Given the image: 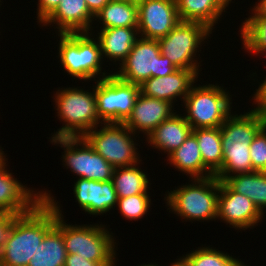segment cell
<instances>
[{"label": "cell", "mask_w": 266, "mask_h": 266, "mask_svg": "<svg viewBox=\"0 0 266 266\" xmlns=\"http://www.w3.org/2000/svg\"><path fill=\"white\" fill-rule=\"evenodd\" d=\"M54 225L55 209L43 200L30 212L18 215L7 234L0 266H27L45 234Z\"/></svg>", "instance_id": "obj_1"}, {"label": "cell", "mask_w": 266, "mask_h": 266, "mask_svg": "<svg viewBox=\"0 0 266 266\" xmlns=\"http://www.w3.org/2000/svg\"><path fill=\"white\" fill-rule=\"evenodd\" d=\"M266 124V116L250 110L244 114H231L221 125L223 161L214 175L225 181L229 176L253 172L250 144L257 132Z\"/></svg>", "instance_id": "obj_2"}, {"label": "cell", "mask_w": 266, "mask_h": 266, "mask_svg": "<svg viewBox=\"0 0 266 266\" xmlns=\"http://www.w3.org/2000/svg\"><path fill=\"white\" fill-rule=\"evenodd\" d=\"M46 190L40 192L41 199L55 209V223L62 229L67 254H78L86 260L102 266H116L115 238L102 224L70 225L64 222L58 201ZM59 205V206H58Z\"/></svg>", "instance_id": "obj_3"}, {"label": "cell", "mask_w": 266, "mask_h": 266, "mask_svg": "<svg viewBox=\"0 0 266 266\" xmlns=\"http://www.w3.org/2000/svg\"><path fill=\"white\" fill-rule=\"evenodd\" d=\"M79 87L56 91L57 116L63 126L52 135L55 138L83 137L87 132L103 124L97 113L95 91L87 92ZM62 119V120H61Z\"/></svg>", "instance_id": "obj_4"}, {"label": "cell", "mask_w": 266, "mask_h": 266, "mask_svg": "<svg viewBox=\"0 0 266 266\" xmlns=\"http://www.w3.org/2000/svg\"><path fill=\"white\" fill-rule=\"evenodd\" d=\"M191 181L193 183L168 191L164 197L168 209L186 221L216 220L220 180L212 175Z\"/></svg>", "instance_id": "obj_5"}, {"label": "cell", "mask_w": 266, "mask_h": 266, "mask_svg": "<svg viewBox=\"0 0 266 266\" xmlns=\"http://www.w3.org/2000/svg\"><path fill=\"white\" fill-rule=\"evenodd\" d=\"M92 32L58 33L59 57L62 67L72 77L80 80L101 79L110 75L102 70V53L98 40L91 38ZM108 74V75H106Z\"/></svg>", "instance_id": "obj_6"}, {"label": "cell", "mask_w": 266, "mask_h": 266, "mask_svg": "<svg viewBox=\"0 0 266 266\" xmlns=\"http://www.w3.org/2000/svg\"><path fill=\"white\" fill-rule=\"evenodd\" d=\"M230 96L229 91L217 84H193L183 101L186 121L192 129L221 127L231 115Z\"/></svg>", "instance_id": "obj_7"}, {"label": "cell", "mask_w": 266, "mask_h": 266, "mask_svg": "<svg viewBox=\"0 0 266 266\" xmlns=\"http://www.w3.org/2000/svg\"><path fill=\"white\" fill-rule=\"evenodd\" d=\"M87 132L83 138L114 168L129 167L139 163L135 133L124 123H103ZM97 129V130H96ZM134 137V139H133Z\"/></svg>", "instance_id": "obj_8"}, {"label": "cell", "mask_w": 266, "mask_h": 266, "mask_svg": "<svg viewBox=\"0 0 266 266\" xmlns=\"http://www.w3.org/2000/svg\"><path fill=\"white\" fill-rule=\"evenodd\" d=\"M119 64V73L114 74L136 85L151 77L170 75L178 69L169 58L161 54L158 40L141 37H138L126 59Z\"/></svg>", "instance_id": "obj_9"}, {"label": "cell", "mask_w": 266, "mask_h": 266, "mask_svg": "<svg viewBox=\"0 0 266 266\" xmlns=\"http://www.w3.org/2000/svg\"><path fill=\"white\" fill-rule=\"evenodd\" d=\"M210 34L212 30L203 23L180 21L167 36L158 39L161 54L178 69L200 70L196 53Z\"/></svg>", "instance_id": "obj_10"}, {"label": "cell", "mask_w": 266, "mask_h": 266, "mask_svg": "<svg viewBox=\"0 0 266 266\" xmlns=\"http://www.w3.org/2000/svg\"><path fill=\"white\" fill-rule=\"evenodd\" d=\"M95 81L97 113L103 123H123L131 114L136 98L140 94L139 85L123 81L114 73Z\"/></svg>", "instance_id": "obj_11"}, {"label": "cell", "mask_w": 266, "mask_h": 266, "mask_svg": "<svg viewBox=\"0 0 266 266\" xmlns=\"http://www.w3.org/2000/svg\"><path fill=\"white\" fill-rule=\"evenodd\" d=\"M52 144L64 148V166L79 178L96 181L112 180L115 168L109 164L83 137H63L50 139Z\"/></svg>", "instance_id": "obj_12"}, {"label": "cell", "mask_w": 266, "mask_h": 266, "mask_svg": "<svg viewBox=\"0 0 266 266\" xmlns=\"http://www.w3.org/2000/svg\"><path fill=\"white\" fill-rule=\"evenodd\" d=\"M138 7V34L158 40L180 22L176 0H145Z\"/></svg>", "instance_id": "obj_13"}, {"label": "cell", "mask_w": 266, "mask_h": 266, "mask_svg": "<svg viewBox=\"0 0 266 266\" xmlns=\"http://www.w3.org/2000/svg\"><path fill=\"white\" fill-rule=\"evenodd\" d=\"M263 216L251 199L234 192L224 181H220L217 219H223L236 230H247L258 225Z\"/></svg>", "instance_id": "obj_14"}, {"label": "cell", "mask_w": 266, "mask_h": 266, "mask_svg": "<svg viewBox=\"0 0 266 266\" xmlns=\"http://www.w3.org/2000/svg\"><path fill=\"white\" fill-rule=\"evenodd\" d=\"M6 161V156L0 161V212L26 214L42 200L40 191L30 190L13 177Z\"/></svg>", "instance_id": "obj_15"}, {"label": "cell", "mask_w": 266, "mask_h": 266, "mask_svg": "<svg viewBox=\"0 0 266 266\" xmlns=\"http://www.w3.org/2000/svg\"><path fill=\"white\" fill-rule=\"evenodd\" d=\"M199 71L177 69L170 75L151 77L139 85L140 93L151 98L168 101L174 105L177 97L184 101L197 80Z\"/></svg>", "instance_id": "obj_16"}, {"label": "cell", "mask_w": 266, "mask_h": 266, "mask_svg": "<svg viewBox=\"0 0 266 266\" xmlns=\"http://www.w3.org/2000/svg\"><path fill=\"white\" fill-rule=\"evenodd\" d=\"M173 104L139 94L129 117L123 122L132 132L144 133L146 137L163 121L170 118Z\"/></svg>", "instance_id": "obj_17"}, {"label": "cell", "mask_w": 266, "mask_h": 266, "mask_svg": "<svg viewBox=\"0 0 266 266\" xmlns=\"http://www.w3.org/2000/svg\"><path fill=\"white\" fill-rule=\"evenodd\" d=\"M73 188L79 206L90 215H101L116 207L118 196L112 180L78 178Z\"/></svg>", "instance_id": "obj_18"}, {"label": "cell", "mask_w": 266, "mask_h": 266, "mask_svg": "<svg viewBox=\"0 0 266 266\" xmlns=\"http://www.w3.org/2000/svg\"><path fill=\"white\" fill-rule=\"evenodd\" d=\"M94 16L85 0H61L55 11L42 23L56 24L59 33H80L92 31Z\"/></svg>", "instance_id": "obj_19"}, {"label": "cell", "mask_w": 266, "mask_h": 266, "mask_svg": "<svg viewBox=\"0 0 266 266\" xmlns=\"http://www.w3.org/2000/svg\"><path fill=\"white\" fill-rule=\"evenodd\" d=\"M175 112L170 118L158 125L147 137L152 148L167 152V156L188 138L192 127L184 116Z\"/></svg>", "instance_id": "obj_20"}, {"label": "cell", "mask_w": 266, "mask_h": 266, "mask_svg": "<svg viewBox=\"0 0 266 266\" xmlns=\"http://www.w3.org/2000/svg\"><path fill=\"white\" fill-rule=\"evenodd\" d=\"M97 34L96 39L100 44L102 57L105 56L110 61L121 63L126 59L139 37L138 28L128 27L100 29Z\"/></svg>", "instance_id": "obj_21"}, {"label": "cell", "mask_w": 266, "mask_h": 266, "mask_svg": "<svg viewBox=\"0 0 266 266\" xmlns=\"http://www.w3.org/2000/svg\"><path fill=\"white\" fill-rule=\"evenodd\" d=\"M169 163L189 178H206L214 175L204 164L196 136L191 133L188 138L168 156Z\"/></svg>", "instance_id": "obj_22"}, {"label": "cell", "mask_w": 266, "mask_h": 266, "mask_svg": "<svg viewBox=\"0 0 266 266\" xmlns=\"http://www.w3.org/2000/svg\"><path fill=\"white\" fill-rule=\"evenodd\" d=\"M180 21L203 23L210 30L226 7L219 0H176Z\"/></svg>", "instance_id": "obj_23"}, {"label": "cell", "mask_w": 266, "mask_h": 266, "mask_svg": "<svg viewBox=\"0 0 266 266\" xmlns=\"http://www.w3.org/2000/svg\"><path fill=\"white\" fill-rule=\"evenodd\" d=\"M66 255L62 229L55 223L45 234L27 266H64Z\"/></svg>", "instance_id": "obj_24"}, {"label": "cell", "mask_w": 266, "mask_h": 266, "mask_svg": "<svg viewBox=\"0 0 266 266\" xmlns=\"http://www.w3.org/2000/svg\"><path fill=\"white\" fill-rule=\"evenodd\" d=\"M101 29L128 27L138 28L137 4L127 0H110L95 16Z\"/></svg>", "instance_id": "obj_25"}, {"label": "cell", "mask_w": 266, "mask_h": 266, "mask_svg": "<svg viewBox=\"0 0 266 266\" xmlns=\"http://www.w3.org/2000/svg\"><path fill=\"white\" fill-rule=\"evenodd\" d=\"M234 192L243 194L263 213L266 208V172H250L229 176L224 181Z\"/></svg>", "instance_id": "obj_26"}, {"label": "cell", "mask_w": 266, "mask_h": 266, "mask_svg": "<svg viewBox=\"0 0 266 266\" xmlns=\"http://www.w3.org/2000/svg\"><path fill=\"white\" fill-rule=\"evenodd\" d=\"M203 164L215 175L222 168L223 152L220 127L192 129Z\"/></svg>", "instance_id": "obj_27"}, {"label": "cell", "mask_w": 266, "mask_h": 266, "mask_svg": "<svg viewBox=\"0 0 266 266\" xmlns=\"http://www.w3.org/2000/svg\"><path fill=\"white\" fill-rule=\"evenodd\" d=\"M138 164L140 162L129 167L115 168L112 182L118 198L149 193L147 191L150 180H148L147 175L139 168Z\"/></svg>", "instance_id": "obj_28"}, {"label": "cell", "mask_w": 266, "mask_h": 266, "mask_svg": "<svg viewBox=\"0 0 266 266\" xmlns=\"http://www.w3.org/2000/svg\"><path fill=\"white\" fill-rule=\"evenodd\" d=\"M189 266H240L242 261L210 246L200 247L182 256Z\"/></svg>", "instance_id": "obj_29"}, {"label": "cell", "mask_w": 266, "mask_h": 266, "mask_svg": "<svg viewBox=\"0 0 266 266\" xmlns=\"http://www.w3.org/2000/svg\"><path fill=\"white\" fill-rule=\"evenodd\" d=\"M150 204L149 194H136L118 198L117 201L121 215L130 221L141 219L148 212Z\"/></svg>", "instance_id": "obj_30"}, {"label": "cell", "mask_w": 266, "mask_h": 266, "mask_svg": "<svg viewBox=\"0 0 266 266\" xmlns=\"http://www.w3.org/2000/svg\"><path fill=\"white\" fill-rule=\"evenodd\" d=\"M240 30L243 45H266V17H248Z\"/></svg>", "instance_id": "obj_31"}, {"label": "cell", "mask_w": 266, "mask_h": 266, "mask_svg": "<svg viewBox=\"0 0 266 266\" xmlns=\"http://www.w3.org/2000/svg\"><path fill=\"white\" fill-rule=\"evenodd\" d=\"M249 147L253 170L266 172V124L254 136Z\"/></svg>", "instance_id": "obj_32"}, {"label": "cell", "mask_w": 266, "mask_h": 266, "mask_svg": "<svg viewBox=\"0 0 266 266\" xmlns=\"http://www.w3.org/2000/svg\"><path fill=\"white\" fill-rule=\"evenodd\" d=\"M61 0H38L37 19L43 23L58 7Z\"/></svg>", "instance_id": "obj_33"}, {"label": "cell", "mask_w": 266, "mask_h": 266, "mask_svg": "<svg viewBox=\"0 0 266 266\" xmlns=\"http://www.w3.org/2000/svg\"><path fill=\"white\" fill-rule=\"evenodd\" d=\"M17 216L18 215L12 213L0 212V255L9 229Z\"/></svg>", "instance_id": "obj_34"}, {"label": "cell", "mask_w": 266, "mask_h": 266, "mask_svg": "<svg viewBox=\"0 0 266 266\" xmlns=\"http://www.w3.org/2000/svg\"><path fill=\"white\" fill-rule=\"evenodd\" d=\"M254 93L252 99L254 98L253 103L257 104V106L251 110L266 116V78L259 84L258 89Z\"/></svg>", "instance_id": "obj_35"}, {"label": "cell", "mask_w": 266, "mask_h": 266, "mask_svg": "<svg viewBox=\"0 0 266 266\" xmlns=\"http://www.w3.org/2000/svg\"><path fill=\"white\" fill-rule=\"evenodd\" d=\"M64 266H102L98 262H93L86 260L80 255L76 254H67L65 259Z\"/></svg>", "instance_id": "obj_36"}, {"label": "cell", "mask_w": 266, "mask_h": 266, "mask_svg": "<svg viewBox=\"0 0 266 266\" xmlns=\"http://www.w3.org/2000/svg\"><path fill=\"white\" fill-rule=\"evenodd\" d=\"M90 13L95 16L110 0H85Z\"/></svg>", "instance_id": "obj_37"}, {"label": "cell", "mask_w": 266, "mask_h": 266, "mask_svg": "<svg viewBox=\"0 0 266 266\" xmlns=\"http://www.w3.org/2000/svg\"><path fill=\"white\" fill-rule=\"evenodd\" d=\"M251 14L253 15L249 17H266V0H260L259 3L255 4Z\"/></svg>", "instance_id": "obj_38"}, {"label": "cell", "mask_w": 266, "mask_h": 266, "mask_svg": "<svg viewBox=\"0 0 266 266\" xmlns=\"http://www.w3.org/2000/svg\"><path fill=\"white\" fill-rule=\"evenodd\" d=\"M244 49L249 53H254L255 55L261 53L266 57V45H244Z\"/></svg>", "instance_id": "obj_39"}, {"label": "cell", "mask_w": 266, "mask_h": 266, "mask_svg": "<svg viewBox=\"0 0 266 266\" xmlns=\"http://www.w3.org/2000/svg\"><path fill=\"white\" fill-rule=\"evenodd\" d=\"M176 261L172 263L170 266H189V264L186 262V260L183 257L177 259Z\"/></svg>", "instance_id": "obj_40"}, {"label": "cell", "mask_w": 266, "mask_h": 266, "mask_svg": "<svg viewBox=\"0 0 266 266\" xmlns=\"http://www.w3.org/2000/svg\"><path fill=\"white\" fill-rule=\"evenodd\" d=\"M225 7H228V5L231 3L232 0H219Z\"/></svg>", "instance_id": "obj_41"}, {"label": "cell", "mask_w": 266, "mask_h": 266, "mask_svg": "<svg viewBox=\"0 0 266 266\" xmlns=\"http://www.w3.org/2000/svg\"><path fill=\"white\" fill-rule=\"evenodd\" d=\"M127 1L138 5V4L142 3L145 0H127Z\"/></svg>", "instance_id": "obj_42"}, {"label": "cell", "mask_w": 266, "mask_h": 266, "mask_svg": "<svg viewBox=\"0 0 266 266\" xmlns=\"http://www.w3.org/2000/svg\"><path fill=\"white\" fill-rule=\"evenodd\" d=\"M4 154H5L4 151H2V149H0V161L5 157Z\"/></svg>", "instance_id": "obj_43"}, {"label": "cell", "mask_w": 266, "mask_h": 266, "mask_svg": "<svg viewBox=\"0 0 266 266\" xmlns=\"http://www.w3.org/2000/svg\"><path fill=\"white\" fill-rule=\"evenodd\" d=\"M140 266H158V264H151L150 263V264H145V265L144 264L143 265L141 264Z\"/></svg>", "instance_id": "obj_44"}]
</instances>
